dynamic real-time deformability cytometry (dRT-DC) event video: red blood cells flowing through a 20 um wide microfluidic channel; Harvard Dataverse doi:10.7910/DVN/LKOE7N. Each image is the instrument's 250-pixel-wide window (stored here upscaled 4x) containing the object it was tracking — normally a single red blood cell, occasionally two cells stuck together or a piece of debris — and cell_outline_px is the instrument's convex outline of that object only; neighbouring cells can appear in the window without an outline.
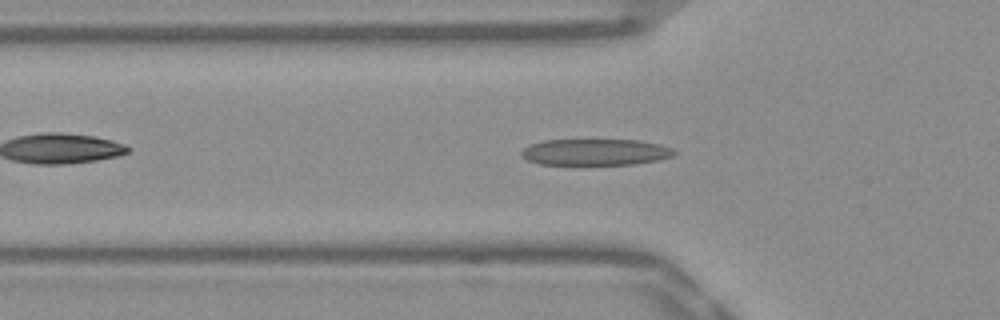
{"species": "Egyptian fruit bat (a non-hibernating species)", "species_latin": "Rousettus aegyptiacus", "temperature_condition": "warm", "stored_images_in_passage": 39, "camera_frame_rate_fps": 3000, "um_per_image_px": 0.085, "frame": {"image": 1, "passage_image": 9, "time_ms": 2.667, "image_size_px": [1000, 320], "cell_outline_px": [[676, 152], [672, 156], [660, 160], [632, 164], [540, 164], [528, 160], [520, 156], [520, 152], [528, 144], [544, 140], [640, 140], [660, 144], [672, 148]], "centroid_in_image_um": [50.59, 12.92], "position_along_channel_um": 75.2, "area_um2": 23.52}}
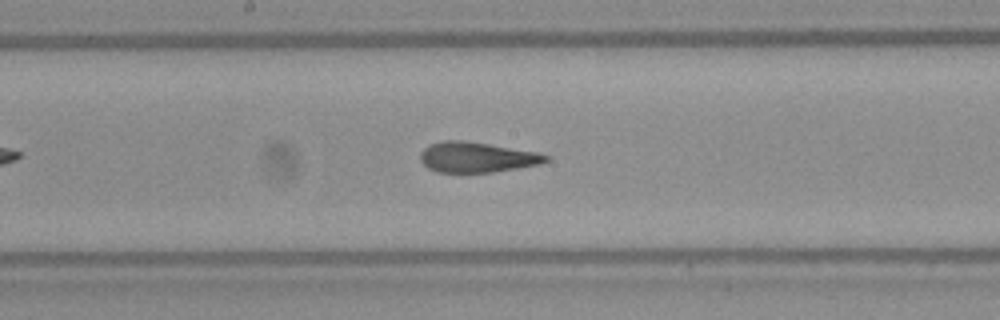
{"frame": {"image": 2, "passage_image": 19, "time_ms": 6.0, "image_size_px": [1000, 320], "cell_outline_px": [[548, 160], [540, 164], [492, 172], [436, 172], [428, 168], [420, 160], [420, 152], [428, 144], [444, 140], [464, 140], [536, 152], [548, 156]], "centroid_in_image_um": [40.47, 13.36], "position_along_channel_um": 207.7, "area_um2": 22.02}}
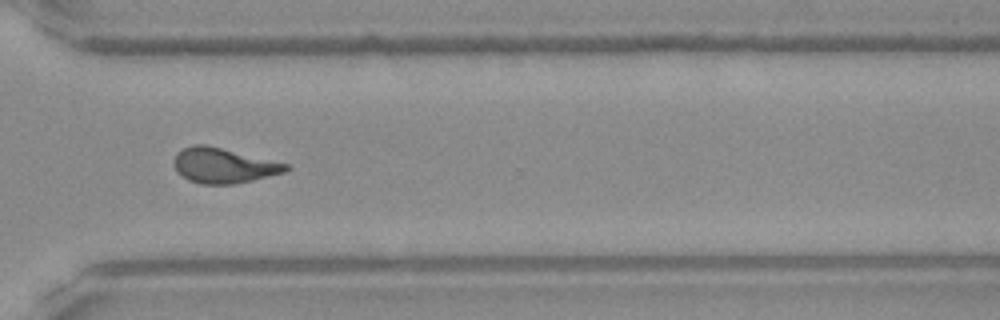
{"frame": {"image": 3, "passage_image": 30, "time_ms": 9.667, "image_size_px": [1000, 320], "cell_outline_px": [[292, 168], [284, 172], [252, 180], [232, 184], [200, 184], [188, 180], [176, 172], [172, 160], [176, 152], [192, 144], [204, 144], [288, 164]], "centroid_in_image_um": [18.93, 14.07], "position_along_channel_um": 351.7, "area_um2": 22.83}, "authors_computed_cell_mechanics": {"area_um2": 22.831, "velocity_mm_per_s": 3.9372, "shape_relaxation_time_tau1_ms": 5.721, "shape_relaxation_time_tau2_ms": 1.2649, "deformation_change_tau1": 0.2354, "deformation_change_tau2": 0.1149}}